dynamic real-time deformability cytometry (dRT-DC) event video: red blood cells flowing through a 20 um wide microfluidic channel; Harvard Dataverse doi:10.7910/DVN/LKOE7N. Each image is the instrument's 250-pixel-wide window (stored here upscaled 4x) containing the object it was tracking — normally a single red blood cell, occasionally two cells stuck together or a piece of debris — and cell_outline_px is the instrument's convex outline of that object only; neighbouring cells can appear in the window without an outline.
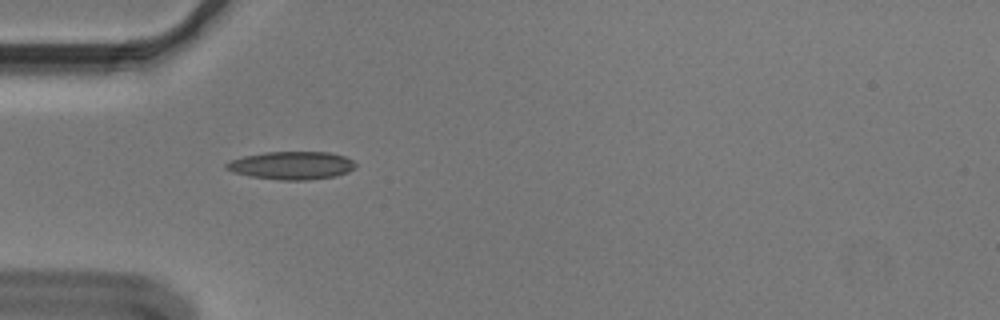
{"species": "Egyptian fruit bat (a non-hibernating species)", "species_latin": "Rousettus aegyptiacus", "temperature_condition": "cold", "stored_images_in_passage": 39, "camera_frame_rate_fps": 3000, "um_per_image_px": 0.085, "animal": {"sex": "male"}, "frame": {"image": 1, "passage_image": 1, "time_ms": 0.0, "image_size_px": [1000, 320], "cell_outline_px": [[356, 168], [348, 172], [336, 176], [308, 180], [280, 180], [248, 176], [232, 172], [224, 168], [224, 164], [232, 160], [244, 156], [264, 152], [328, 152], [344, 156], [352, 160], [356, 164]], "centroid_in_image_um": [24.78, 14.07], "position_along_channel_um": 60.2, "area_um2": 21.21}}
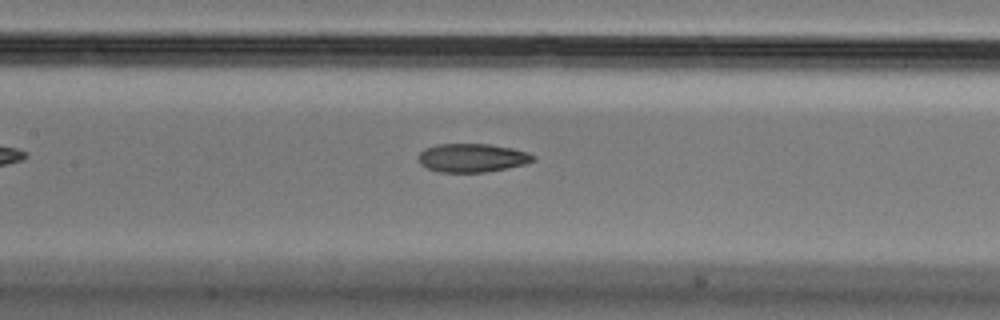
{"frame": {"image": 2, "passage_image": 10, "time_ms": 3.0, "image_size_px": [1000, 320], "cell_outline_px": [[536, 160], [524, 164], [508, 168], [484, 172], [436, 172], [420, 164], [416, 156], [424, 148], [436, 144], [488, 144], [512, 148], [528, 152], [536, 156]], "centroid_in_image_um": [40.11, 13.41], "position_along_channel_um": 167.3, "area_um2": 19.31}}
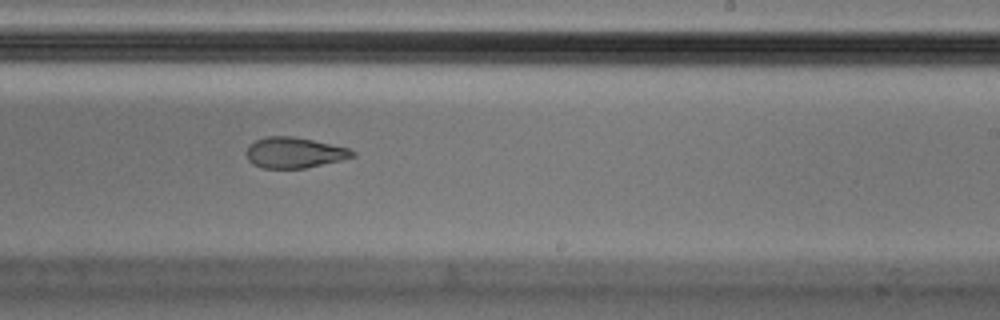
{"frame": {"image": 3, "passage_image": 18, "time_ms": 5.667, "image_size_px": [1000, 320], "cell_outline_px": [[356, 156], [340, 160], [304, 168], [260, 168], [252, 164], [248, 160], [248, 144], [264, 136], [296, 136], [348, 148], [356, 152]], "centroid_in_image_um": [25.0, 12.96], "position_along_channel_um": 264.0, "area_um2": 18.96}, "authors_computed_cell_mechanics": {"area_um2": 20.4612, "velocity_mm_per_s": 3.634, "shape_relaxation_time_tau1_ms": 11.3568, "shape_relaxation_time_tau2_ms": 2.2359, "deformation_change_tau1": 0.2699, "deformation_change_tau2": 0.0971}}